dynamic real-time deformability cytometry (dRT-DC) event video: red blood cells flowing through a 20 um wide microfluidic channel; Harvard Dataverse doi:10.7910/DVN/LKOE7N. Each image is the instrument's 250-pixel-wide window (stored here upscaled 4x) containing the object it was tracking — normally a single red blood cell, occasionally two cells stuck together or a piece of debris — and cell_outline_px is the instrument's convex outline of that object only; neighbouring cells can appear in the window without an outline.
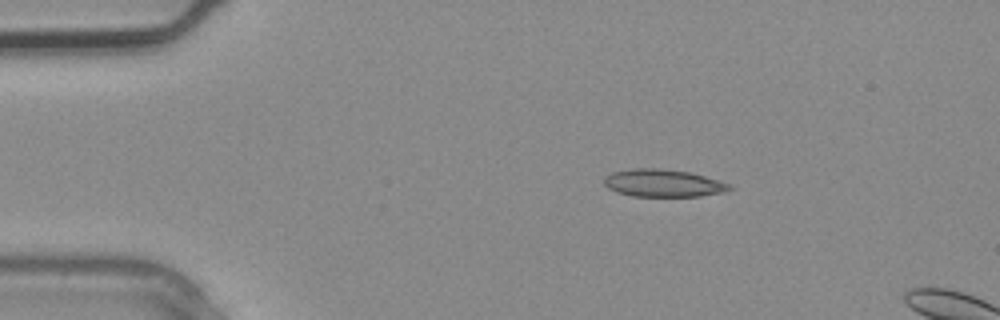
{"species": "common noctule bat (a hibernating species)", "species_latin": "Nyctalus noctula", "temperature_condition": "warm", "stored_images_in_passage": 2, "camera_frame_rate_fps": 3000, "um_per_image_px": 0.085, "animal": {"sex": "male", "body_mass_g": 20.4}, "frame": {"image": 1, "passage_image": 1, "time_ms": 0.0, "image_size_px": [1000, 320], "cell_outline_px": [[732, 188], [724, 192], [700, 196], [632, 196], [616, 192], [608, 188], [604, 184], [604, 176], [612, 172], [632, 168], [660, 168], [692, 172], [728, 184]], "centroid_in_image_um": [56.31, 15.56], "position_along_channel_um": 28.7, "area_um2": 20.11}}